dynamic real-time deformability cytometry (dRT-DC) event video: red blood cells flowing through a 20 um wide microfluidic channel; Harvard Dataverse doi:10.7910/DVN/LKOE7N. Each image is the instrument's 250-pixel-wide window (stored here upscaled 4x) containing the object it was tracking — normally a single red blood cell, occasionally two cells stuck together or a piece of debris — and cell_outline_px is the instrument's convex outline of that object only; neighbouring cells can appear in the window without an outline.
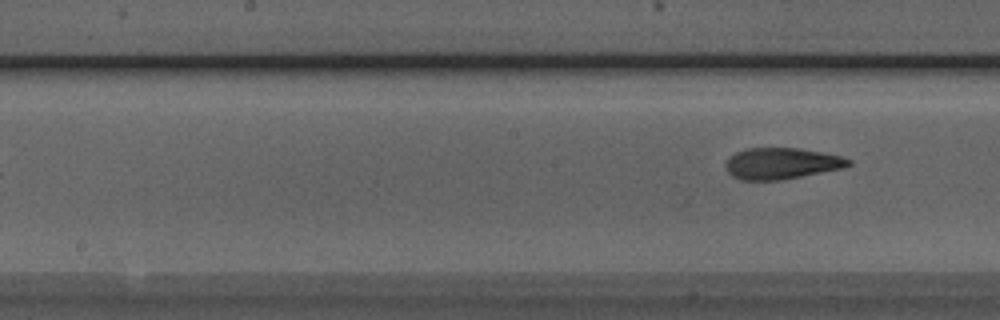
{"species": "Egyptian fruit bat (a non-hibernating species)", "species_latin": "Rousettus aegyptiacus", "temperature_condition": "room temperature", "stored_images_in_passage": 8, "camera_frame_rate_fps": 3000, "um_per_image_px": 0.085, "animal": {"sex": "male"}, "frame": {"image": 1, "passage_image": 8, "time_ms": 2.333, "image_size_px": [1000, 320], "cell_outline_px": [[852, 164], [844, 168], [784, 180], [740, 180], [732, 176], [724, 168], [724, 164], [728, 156], [736, 152], [748, 148], [800, 148], [840, 156], [852, 160]], "centroid_in_image_um": [66.4, 13.9], "position_along_channel_um": 181.8, "area_um2": 22.72}}